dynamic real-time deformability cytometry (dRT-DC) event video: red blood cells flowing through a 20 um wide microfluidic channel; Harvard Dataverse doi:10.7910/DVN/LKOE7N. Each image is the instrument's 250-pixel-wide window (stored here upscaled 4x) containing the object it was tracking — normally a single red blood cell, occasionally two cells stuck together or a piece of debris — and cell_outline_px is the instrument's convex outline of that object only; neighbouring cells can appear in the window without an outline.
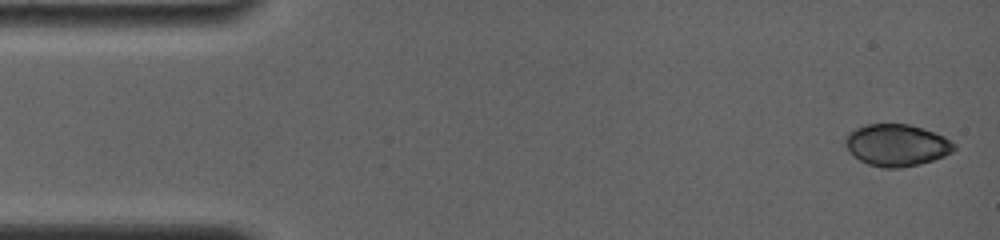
{"species": "common noctule bat (a hibernating species)", "species_latin": "Nyctalus noctula", "temperature_condition": "room temperature", "stored_images_in_passage": 10, "camera_frame_rate_fps": 4000, "um_per_image_px": 0.085, "animal": {"sex": "female", "body_mass_g": 19.0, "forearm_length_mm": 56.7}, "frame": {"image": 1, "passage_image": 1, "time_ms": 0.0, "image_size_px": [1000, 240], "cell_outline_px": [[956, 148], [952, 152], [944, 156], [920, 164], [900, 168], [884, 168], [868, 164], [860, 160], [844, 144], [844, 136], [848, 132], [856, 128], [868, 124], [908, 124], [944, 136], [956, 144]], "centroid_in_image_um": [76.21, 12.34], "position_along_channel_um": 8.8, "area_um2": 26.41}}
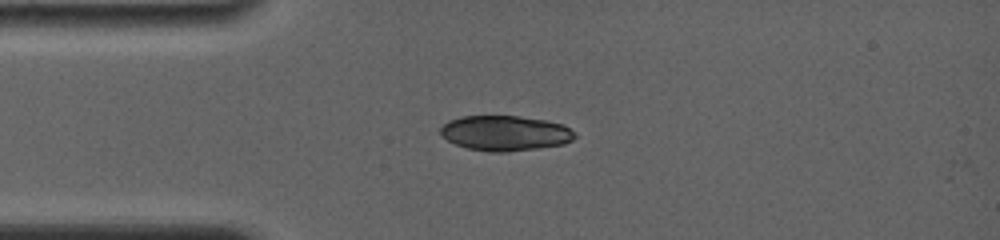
{"frame": {"image": 2, "passage_image": 9, "time_ms": 3.5, "image_size_px": [1000, 240], "cell_outline_px": [[576, 136], [572, 140], [564, 144], [508, 152], [488, 152], [468, 148], [456, 144], [448, 140], [440, 132], [440, 128], [448, 120], [460, 116], [520, 116], [544, 120], [564, 124], [576, 132]], "centroid_in_image_um": [42.96, 11.31], "position_along_channel_um": 42.0, "area_um2": 27.57}}